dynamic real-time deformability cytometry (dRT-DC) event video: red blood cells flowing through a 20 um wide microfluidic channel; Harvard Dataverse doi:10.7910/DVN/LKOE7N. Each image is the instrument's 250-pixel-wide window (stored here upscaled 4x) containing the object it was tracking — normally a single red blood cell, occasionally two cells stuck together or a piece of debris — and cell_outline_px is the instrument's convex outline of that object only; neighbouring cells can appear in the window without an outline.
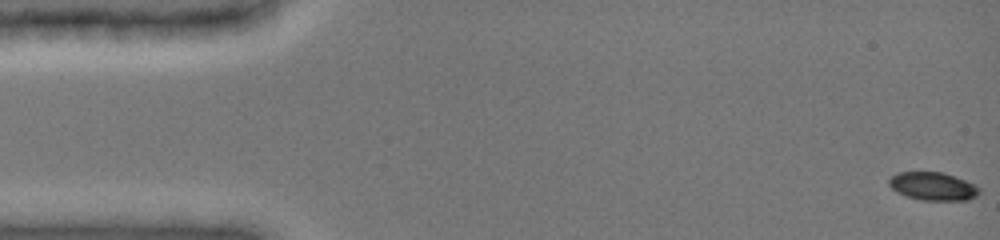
{"species": "common noctule bat (a hibernating species)", "species_latin": "Nyctalus noctula", "temperature_condition": "cold", "stored_images_in_passage": 49, "camera_frame_rate_fps": 3000, "um_per_image_px": 0.085, "animal": {"sex": "female", "body_mass_g": 19.0, "forearm_length_mm": 51.5}, "frame": {"image": 1, "passage_image": 1, "time_ms": 0.0, "image_size_px": [1000, 240], "cell_outline_px": [[980, 192], [976, 196], [968, 200], [924, 200], [908, 196], [892, 188], [888, 184], [888, 180], [892, 176], [900, 172], [940, 172], [964, 180], [972, 184]], "centroid_in_image_um": [79.28, 15.83], "position_along_channel_um": 5.7, "area_um2": 14.28}}
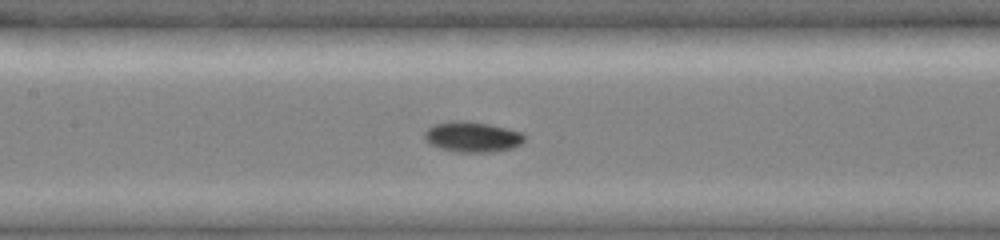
{"frame": {"image": 2, "passage_image": 23, "time_ms": 7.333, "image_size_px": [1000, 240], "cell_outline_px": [[524, 140], [520, 144], [512, 148], [492, 152], [456, 152], [440, 148], [432, 144], [424, 136], [424, 132], [428, 128], [436, 124], [448, 120], [468, 120], [488, 124], [524, 132]], "centroid_in_image_um": [40.17, 11.62], "position_along_channel_um": 167.2, "area_um2": 17.74}}
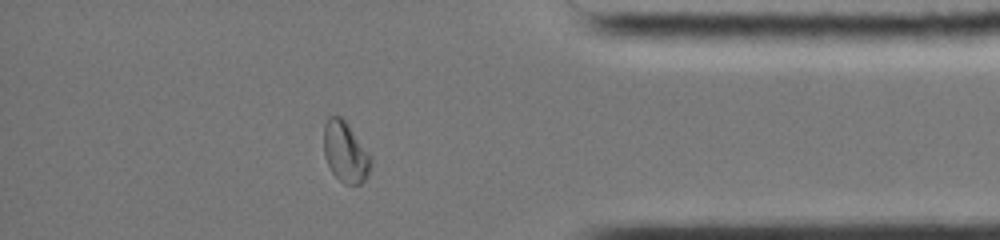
{"frame": {"image": 3, "passage_image": 42, "time_ms": 13.667, "image_size_px": [1000, 240], "cell_outline_px": [[372, 164], [368, 176], [360, 184], [344, 184], [332, 172], [324, 156], [324, 124], [328, 116], [340, 116], [344, 120], [372, 156]], "centroid_in_image_um": [29.37, 12.93], "position_along_channel_um": 405.8, "area_um2": 16.65}, "authors_computed_cell_mechanics": {"area_um2": 16.2996, "velocity_mm_per_s": 3.9828, "shape_relaxation_time_tau1_ms": 2.188, "shape_relaxation_time_tau2_ms": null, "deformation_change_tau1": 0.111, "deformation_change_tau2": null}}